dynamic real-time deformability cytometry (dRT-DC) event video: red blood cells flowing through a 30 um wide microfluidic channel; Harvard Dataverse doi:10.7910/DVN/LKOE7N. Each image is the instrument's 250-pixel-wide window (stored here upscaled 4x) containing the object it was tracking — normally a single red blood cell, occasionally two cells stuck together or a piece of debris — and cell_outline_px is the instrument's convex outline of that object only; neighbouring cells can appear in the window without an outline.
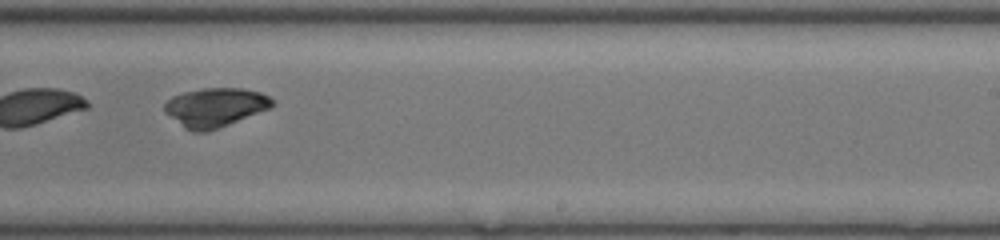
{"species": "common noctule bat (a hibernating species)", "species_latin": "Nyctalus noctula", "temperature_condition": "room temperature", "stored_images_in_passage": 44, "camera_frame_rate_fps": 3000, "um_per_image_px": 0.085, "animal": {"sex": "female", "body_mass_g": 17.0, "forearm_length_mm": 48.0}, "frame": {"image": 1, "passage_image": 26, "time_ms": 8.333, "image_size_px": [1000, 240], "cell_outline_px": [[276, 104], [268, 108], [228, 124], [204, 132], [192, 132], [184, 128], [164, 112], [164, 104], [172, 96], [184, 92], [204, 88], [240, 88], [260, 92], [276, 100]], "centroid_in_image_um": [18.27, 9.11], "position_along_channel_um": 270.7, "area_um2": 24.22}}
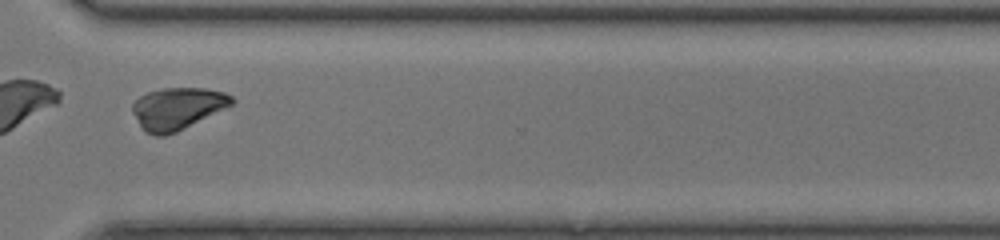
{"frame": {"image": 2, "passage_image": 32, "time_ms": 10.333, "image_size_px": [1000, 240], "cell_outline_px": [[236, 100], [232, 104], [176, 132], [164, 136], [156, 136], [144, 132], [140, 128], [132, 112], [132, 104], [140, 96], [148, 92], [160, 88], [204, 88], [224, 92], [232, 96]], "centroid_in_image_um": [15.03, 9.22], "position_along_channel_um": 355.6, "area_um2": 24.22}}